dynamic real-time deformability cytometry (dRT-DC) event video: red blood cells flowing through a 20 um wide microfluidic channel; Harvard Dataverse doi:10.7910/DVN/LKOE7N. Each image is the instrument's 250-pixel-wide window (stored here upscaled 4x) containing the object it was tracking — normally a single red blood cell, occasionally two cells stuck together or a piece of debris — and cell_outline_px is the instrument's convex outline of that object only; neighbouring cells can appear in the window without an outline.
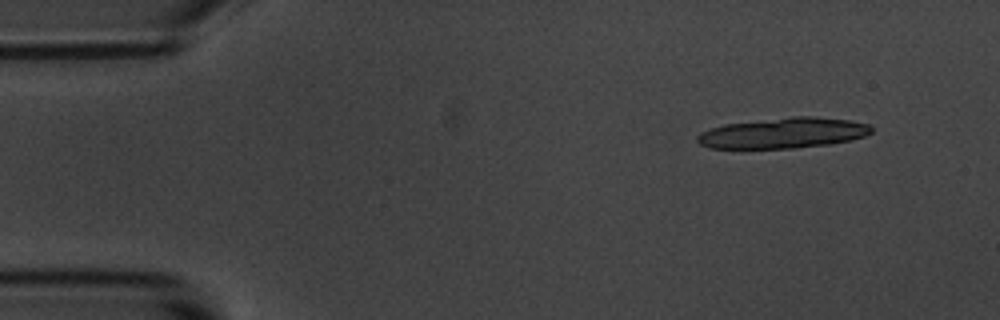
{"species": "common noctule bat (a hibernating species)", "species_latin": "Nyctalus noctula", "temperature_condition": "room temperature", "stored_images_in_passage": 10, "camera_frame_rate_fps": 3000, "um_per_image_px": 0.085, "animal": {"sex": "male", "body_mass_g": 20.1, "forearm_length_mm": 53.5}, "frame": {"image": 1, "passage_image": 1, "time_ms": 0.0, "image_size_px": [1000, 320], "cell_outline_px": [[872, 132], [864, 136], [852, 140], [828, 144], [796, 148], [708, 148], [700, 144], [696, 140], [696, 136], [700, 132], [724, 124], [792, 116], [816, 116], [848, 120], [868, 124], [872, 128]], "centroid_in_image_um": [66.57, 11.3], "position_along_channel_um": 18.4, "area_um2": 31.04}}